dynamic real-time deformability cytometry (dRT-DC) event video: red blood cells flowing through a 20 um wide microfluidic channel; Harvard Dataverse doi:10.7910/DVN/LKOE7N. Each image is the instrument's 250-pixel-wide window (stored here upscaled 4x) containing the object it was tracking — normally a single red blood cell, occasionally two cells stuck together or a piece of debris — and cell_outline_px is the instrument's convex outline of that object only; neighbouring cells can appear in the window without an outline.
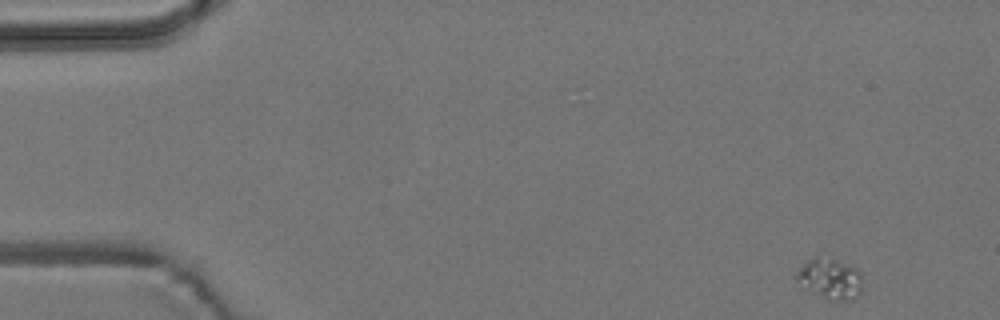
{"species": "common noctule bat (a hibernating species)", "species_latin": "Nyctalus noctula", "temperature_condition": "room temperature", "stored_images_in_passage": 53, "camera_frame_rate_fps": 3000, "um_per_image_px": 0.085, "animal": {"sex": "male", "body_mass_g": 19.2, "forearm_length_mm": 51.8}, "frame": {"image": 1, "passage_image": 1, "time_ms": 0.0, "image_size_px": [1000, 320], "cell_outline_px": [[860, 292], [852, 300], [828, 300], [796, 280], [792, 276], [812, 256], [816, 256], [836, 260], [848, 264], [856, 268], [860, 272]], "centroid_in_image_um": [70.54, 23.67], "position_along_channel_um": 14.5, "area_um2": 15.2}}
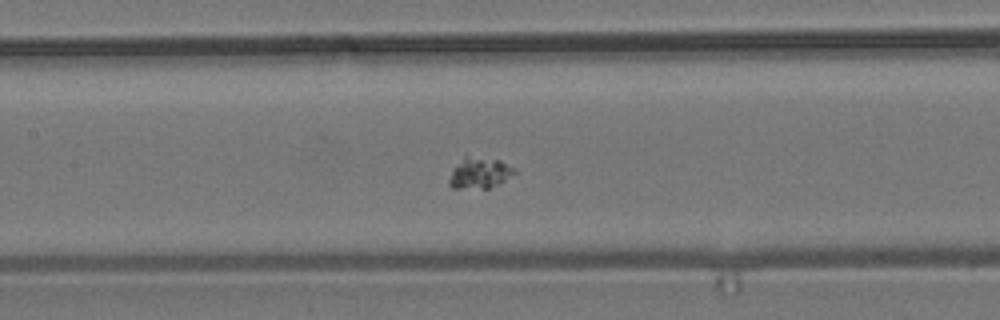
{"frame": {"image": 2, "passage_image": 23, "time_ms": 7.333, "image_size_px": [1000, 320], "cell_outline_px": [[516, 172], [504, 180], [488, 188], [452, 188], [448, 184], [448, 180], [452, 168], [464, 156], [500, 160], [516, 168]], "centroid_in_image_um": [40.72, 14.7], "position_along_channel_um": 166.7, "area_um2": 11.68}}
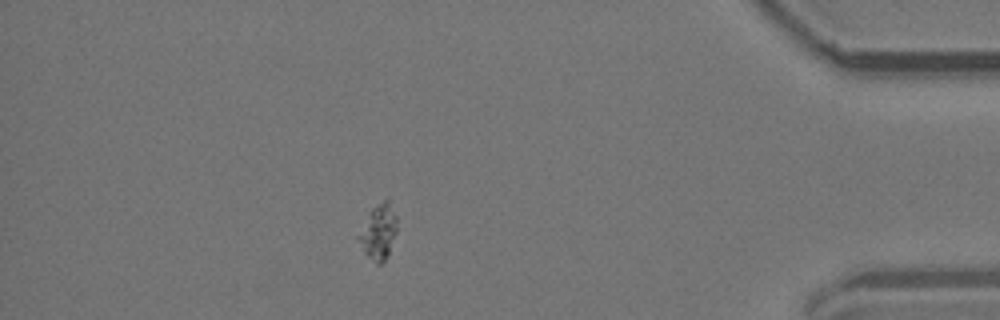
{"frame": {"image": 3, "passage_image": 46, "time_ms": 15.0, "image_size_px": [1000, 320], "cell_outline_px": [[396, 232], [388, 252], [384, 260], [380, 264], [376, 264], [364, 252], [356, 236], [372, 208], [384, 200], [388, 200], [396, 216]], "centroid_in_image_um": [32.15, 19.71], "position_along_channel_um": 403.1, "area_um2": 11.91}}